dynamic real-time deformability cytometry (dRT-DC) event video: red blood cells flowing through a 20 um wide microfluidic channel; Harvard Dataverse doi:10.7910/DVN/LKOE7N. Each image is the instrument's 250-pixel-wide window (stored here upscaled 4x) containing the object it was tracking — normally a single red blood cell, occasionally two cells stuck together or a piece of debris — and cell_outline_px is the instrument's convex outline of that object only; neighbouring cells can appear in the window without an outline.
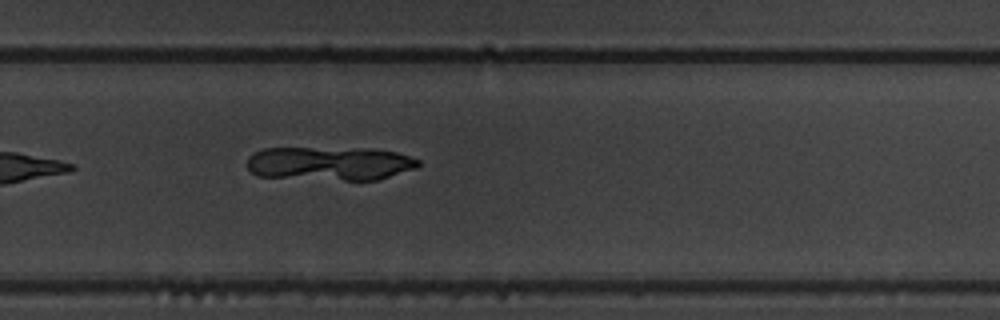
{"species": "common noctule bat (a hibernating species)", "species_latin": "Nyctalus noctula", "temperature_condition": "warm", "stored_images_in_passage": 9, "camera_frame_rate_fps": 3000, "um_per_image_px": 0.085, "animal": {"sex": "male", "body_mass_g": 19.5, "forearm_length_mm": 54.6}, "frame": {"image": 1, "passage_image": 9, "time_ms": 2.667, "image_size_px": [1000, 320], "cell_outline_px": [[420, 164], [416, 168], [376, 180], [344, 180], [256, 176], [248, 168], [248, 156], [264, 148], [376, 148], [396, 152], [420, 160]], "centroid_in_image_um": [28.04, 13.88], "position_along_channel_um": 301.8, "area_um2": 33.76}}